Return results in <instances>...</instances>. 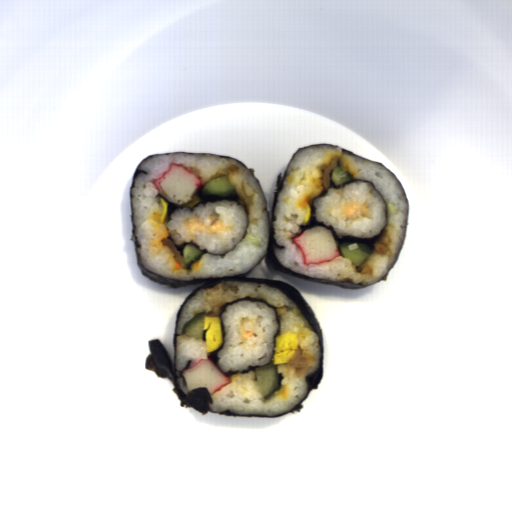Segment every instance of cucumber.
<instances>
[{
	"label": "cucumber",
	"mask_w": 512,
	"mask_h": 512,
	"mask_svg": "<svg viewBox=\"0 0 512 512\" xmlns=\"http://www.w3.org/2000/svg\"><path fill=\"white\" fill-rule=\"evenodd\" d=\"M203 195L227 196L236 191L227 175L217 176L208 181L202 188Z\"/></svg>",
	"instance_id": "obj_3"
},
{
	"label": "cucumber",
	"mask_w": 512,
	"mask_h": 512,
	"mask_svg": "<svg viewBox=\"0 0 512 512\" xmlns=\"http://www.w3.org/2000/svg\"><path fill=\"white\" fill-rule=\"evenodd\" d=\"M205 251L196 247L194 244H186L182 248V258L184 265L188 268L190 264L199 256H202Z\"/></svg>",
	"instance_id": "obj_5"
},
{
	"label": "cucumber",
	"mask_w": 512,
	"mask_h": 512,
	"mask_svg": "<svg viewBox=\"0 0 512 512\" xmlns=\"http://www.w3.org/2000/svg\"><path fill=\"white\" fill-rule=\"evenodd\" d=\"M329 179L333 183L334 186H340L350 180H352V176L350 172H345L341 165H335L329 173Z\"/></svg>",
	"instance_id": "obj_4"
},
{
	"label": "cucumber",
	"mask_w": 512,
	"mask_h": 512,
	"mask_svg": "<svg viewBox=\"0 0 512 512\" xmlns=\"http://www.w3.org/2000/svg\"><path fill=\"white\" fill-rule=\"evenodd\" d=\"M343 258L351 259L353 265L360 266L365 258L370 255L371 249L367 244L342 242L339 245Z\"/></svg>",
	"instance_id": "obj_2"
},
{
	"label": "cucumber",
	"mask_w": 512,
	"mask_h": 512,
	"mask_svg": "<svg viewBox=\"0 0 512 512\" xmlns=\"http://www.w3.org/2000/svg\"><path fill=\"white\" fill-rule=\"evenodd\" d=\"M254 375L262 398H267L280 387L278 365L269 362L266 366L255 367Z\"/></svg>",
	"instance_id": "obj_1"
}]
</instances>
